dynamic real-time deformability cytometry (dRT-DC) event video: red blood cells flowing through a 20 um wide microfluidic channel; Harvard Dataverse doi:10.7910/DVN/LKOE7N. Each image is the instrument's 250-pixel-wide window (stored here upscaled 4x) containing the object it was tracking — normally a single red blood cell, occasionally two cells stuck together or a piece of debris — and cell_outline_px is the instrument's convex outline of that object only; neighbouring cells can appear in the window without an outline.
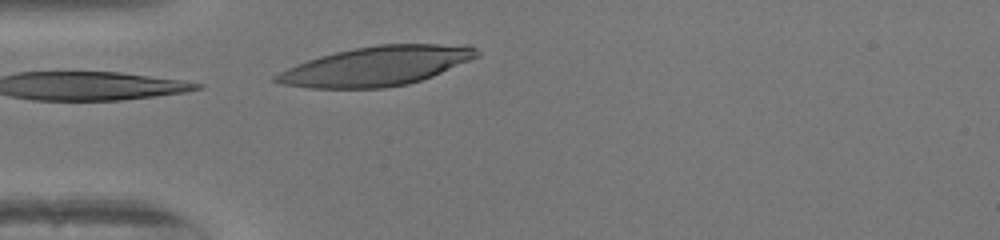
{"species": "human", "species_latin": "Homo sapiens", "temperature_condition": "warm", "stored_images_in_passage": 2, "camera_frame_rate_fps": 3000, "um_per_image_px": 0.085, "donor": {"sex": "female"}, "frame": {"image": 1, "passage_image": 2, "time_ms": 0.333, "image_size_px": [1000, 240], "cell_outline_px": [[480, 56], [432, 76], [408, 84], [384, 88], [308, 88], [284, 84], [272, 80], [272, 76], [296, 64], [320, 56], [336, 52], [376, 44], [468, 44], [476, 48], [480, 52]], "centroid_in_image_um": [32.03, 5.61], "position_along_channel_um": 53.0, "area_um2": 46.01}}